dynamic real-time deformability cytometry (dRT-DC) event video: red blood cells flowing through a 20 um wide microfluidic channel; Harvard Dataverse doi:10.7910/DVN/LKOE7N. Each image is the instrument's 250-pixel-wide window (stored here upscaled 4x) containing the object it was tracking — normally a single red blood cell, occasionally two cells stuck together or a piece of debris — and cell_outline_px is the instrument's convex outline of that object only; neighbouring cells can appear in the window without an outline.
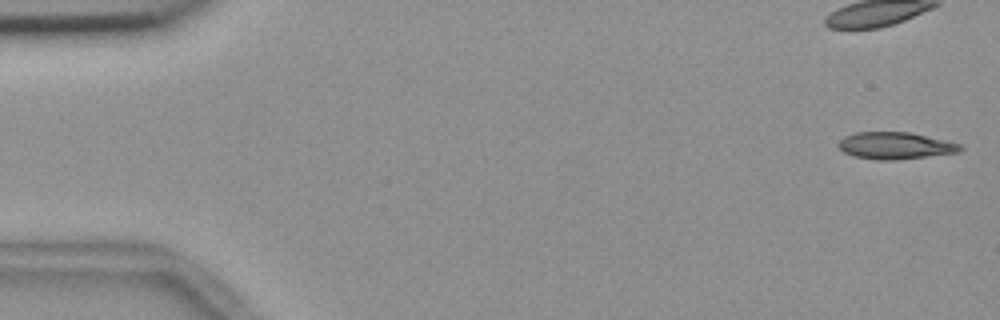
{"species": "common noctule bat (a hibernating species)", "species_latin": "Nyctalus noctula", "temperature_condition": "room temperature", "stored_images_in_passage": 5, "camera_frame_rate_fps": 3000, "um_per_image_px": 0.085, "animal": {"sex": "female", "body_mass_g": 18.4}, "frame": {"image": 1, "passage_image": 1, "time_ms": 0.0, "image_size_px": [1000, 320], "cell_outline_px": [[964, 148], [960, 152], [892, 160], [876, 160], [856, 156], [844, 152], [836, 144], [844, 136], [856, 132], [912, 132], [960, 144]], "centroid_in_image_um": [76.09, 12.37], "position_along_channel_um": 8.9, "area_um2": 19.02}}